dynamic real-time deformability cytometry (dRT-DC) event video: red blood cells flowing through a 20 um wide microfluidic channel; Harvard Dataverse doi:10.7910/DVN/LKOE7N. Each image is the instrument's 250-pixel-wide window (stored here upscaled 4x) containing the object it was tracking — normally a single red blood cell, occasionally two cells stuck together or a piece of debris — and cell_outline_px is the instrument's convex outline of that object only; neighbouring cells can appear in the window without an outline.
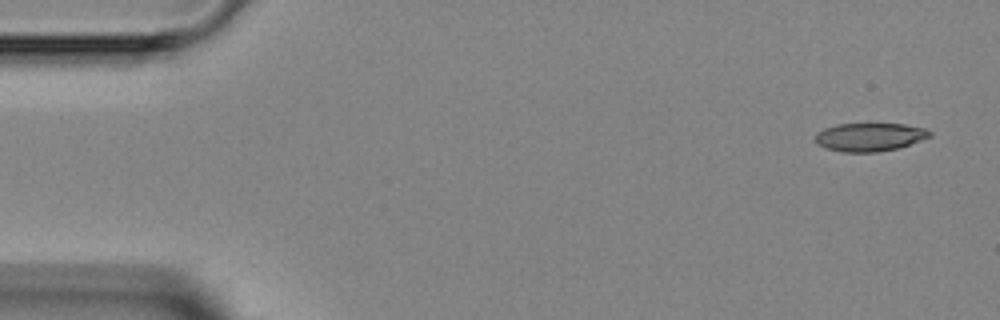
{"species": "Egyptian fruit bat (a non-hibernating species)", "species_latin": "Rousettus aegyptiacus", "temperature_condition": "room temperature", "stored_images_in_passage": 4, "camera_frame_rate_fps": 3000, "um_per_image_px": 0.085, "animal": {"sex": "female"}, "frame": {"image": 1, "passage_image": 1, "time_ms": 0.0, "image_size_px": [1000, 320], "cell_outline_px": [[932, 136], [900, 148], [876, 152], [840, 152], [824, 148], [816, 144], [816, 132], [824, 128], [836, 124], [904, 124], [924, 128], [932, 132]], "centroid_in_image_um": [73.91, 11.65], "position_along_channel_um": 11.1, "area_um2": 19.07}}